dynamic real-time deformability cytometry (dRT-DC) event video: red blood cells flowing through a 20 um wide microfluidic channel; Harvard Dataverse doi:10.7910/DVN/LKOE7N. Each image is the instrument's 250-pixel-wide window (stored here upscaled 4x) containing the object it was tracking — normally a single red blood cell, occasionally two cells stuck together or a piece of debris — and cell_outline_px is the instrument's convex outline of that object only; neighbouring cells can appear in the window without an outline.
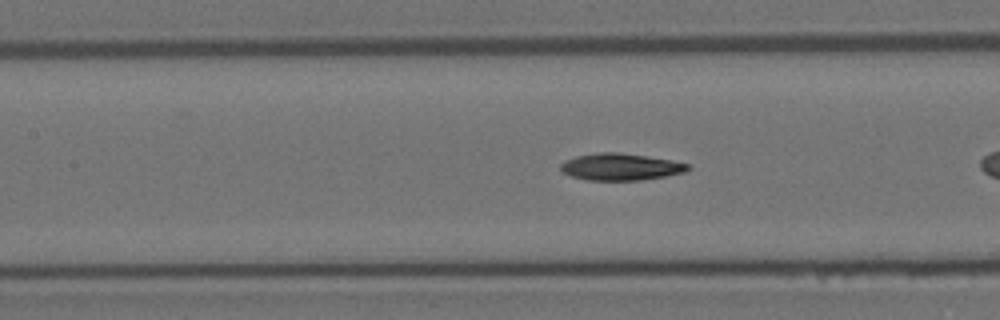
{"species": "Egyptian fruit bat (a non-hibernating species)", "species_latin": "Rousettus aegyptiacus", "temperature_condition": "room temperature", "stored_images_in_passage": 28, "camera_frame_rate_fps": 3000, "um_per_image_px": 0.085, "animal": {"sex": "female"}, "frame": {"image": 1, "passage_image": 9, "time_ms": 2.667, "image_size_px": [1000, 320], "cell_outline_px": [[692, 168], [684, 172], [664, 176], [640, 180], [588, 180], [572, 176], [564, 172], [560, 168], [560, 164], [564, 160], [576, 156], [600, 152], [616, 152], [672, 160], [688, 164]], "centroid_in_image_um": [52.74, 14.18], "position_along_channel_um": 154.7, "area_um2": 19.71}}
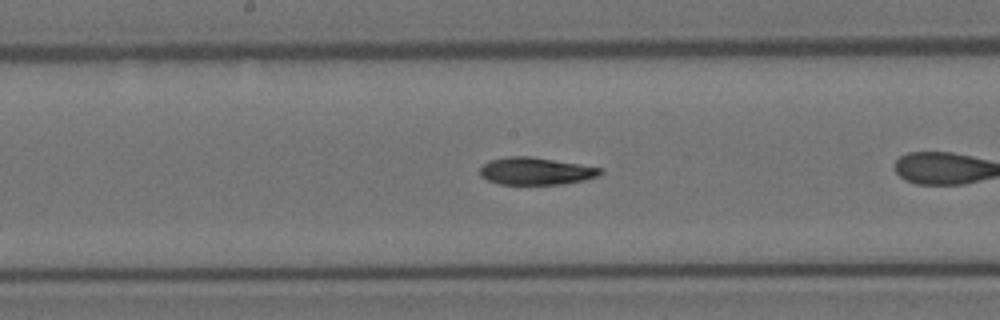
{"frame": {"image": 2, "passage_image": 13, "time_ms": 4.0, "image_size_px": [1000, 320], "cell_outline_px": [[604, 172], [600, 176], [584, 180], [564, 184], [500, 184], [488, 180], [480, 176], [480, 168], [488, 160], [508, 156], [532, 156], [604, 168]], "centroid_in_image_um": [45.58, 14.54], "position_along_channel_um": 202.6, "area_um2": 19.42}}
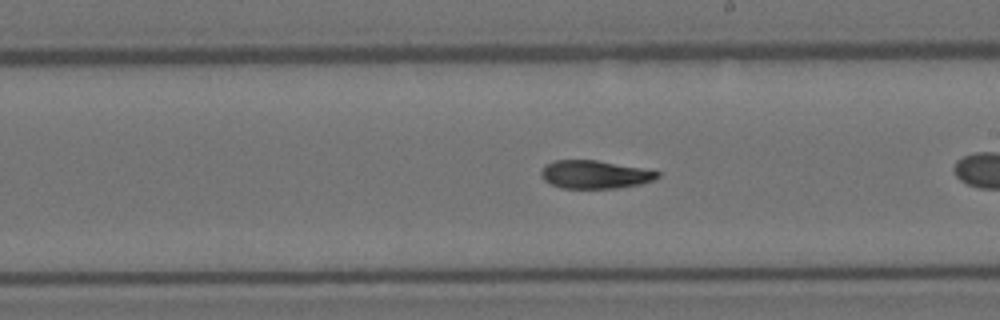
{"frame": {"image": 3, "passage_image": 16, "time_ms": 5.0, "image_size_px": [1000, 320], "cell_outline_px": [[660, 176], [652, 180], [640, 184], [616, 188], [560, 188], [544, 180], [540, 176], [540, 172], [544, 164], [552, 160], [596, 160], [640, 168], [660, 172]], "centroid_in_image_um": [50.49, 14.83], "position_along_channel_um": 238.5, "area_um2": 19.02}}